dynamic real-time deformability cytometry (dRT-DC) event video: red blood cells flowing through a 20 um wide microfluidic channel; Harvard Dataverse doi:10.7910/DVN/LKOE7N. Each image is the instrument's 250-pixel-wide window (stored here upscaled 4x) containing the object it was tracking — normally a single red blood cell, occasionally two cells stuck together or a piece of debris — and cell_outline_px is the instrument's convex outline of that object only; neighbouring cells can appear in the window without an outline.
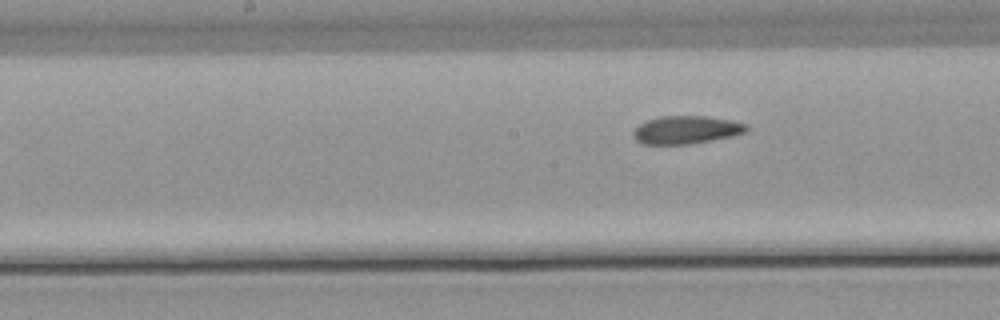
{"species": "common noctule bat (a hibernating species)", "species_latin": "Nyctalus noctula", "temperature_condition": "warm", "stored_images_in_passage": 5, "camera_frame_rate_fps": 3000, "um_per_image_px": 0.085, "animal": {"sex": "male", "body_mass_g": 21.5, "forearm_length_mm": 52.0}, "frame": {"image": 1, "passage_image": 5, "time_ms": 5.667, "image_size_px": [1000, 320], "cell_outline_px": [[748, 128], [744, 132], [732, 136], [712, 140], [688, 144], [640, 144], [632, 136], [632, 132], [640, 124], [648, 120], [660, 116], [708, 116], [748, 124]], "centroid_in_image_um": [58.3, 11.04], "position_along_channel_um": 189.9, "area_um2": 18.38}}